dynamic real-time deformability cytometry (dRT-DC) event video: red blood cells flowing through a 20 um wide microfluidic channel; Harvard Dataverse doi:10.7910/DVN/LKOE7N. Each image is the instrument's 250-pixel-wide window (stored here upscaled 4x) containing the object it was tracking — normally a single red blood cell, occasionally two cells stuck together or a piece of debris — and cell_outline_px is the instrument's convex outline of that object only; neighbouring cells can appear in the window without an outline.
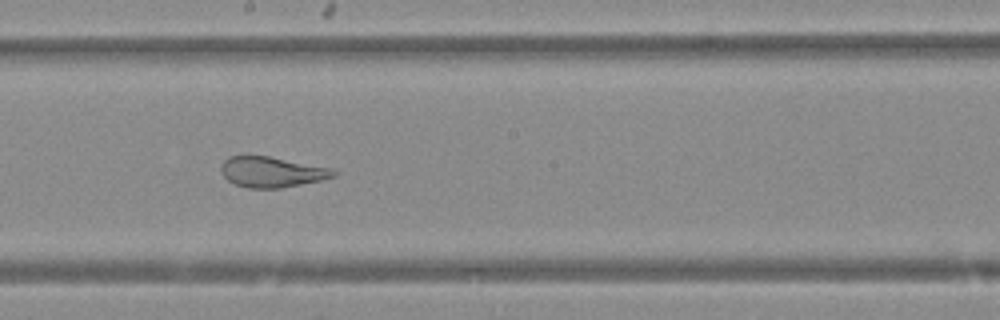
{"species": "Egyptian fruit bat (a non-hibernating species)", "species_latin": "Rousettus aegyptiacus", "temperature_condition": "warm", "stored_images_in_passage": 49, "camera_frame_rate_fps": 3000, "um_per_image_px": 0.085, "animal": {"sex": "female"}, "frame": {"image": 1, "passage_image": 27, "time_ms": 8.667, "image_size_px": [1000, 320], "cell_outline_px": [[336, 176], [320, 180], [280, 188], [248, 188], [236, 184], [228, 180], [224, 176], [220, 168], [224, 160], [228, 156], [268, 156], [332, 168], [336, 172]], "centroid_in_image_um": [23.09, 14.61], "position_along_channel_um": 225.1, "area_um2": 19.77}}
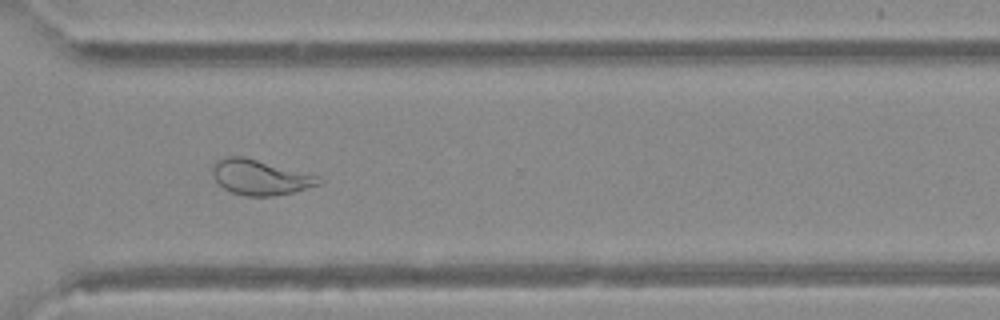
{"frame": {"image": 2, "passage_image": 36, "time_ms": 11.667, "image_size_px": [1000, 320], "cell_outline_px": [[324, 180], [320, 184], [292, 192], [272, 196], [244, 196], [232, 192], [224, 188], [212, 176], [212, 164], [216, 160], [228, 156], [244, 156], [316, 176]], "centroid_in_image_um": [22.05, 15.07], "position_along_channel_um": 348.5, "area_um2": 21.5}}
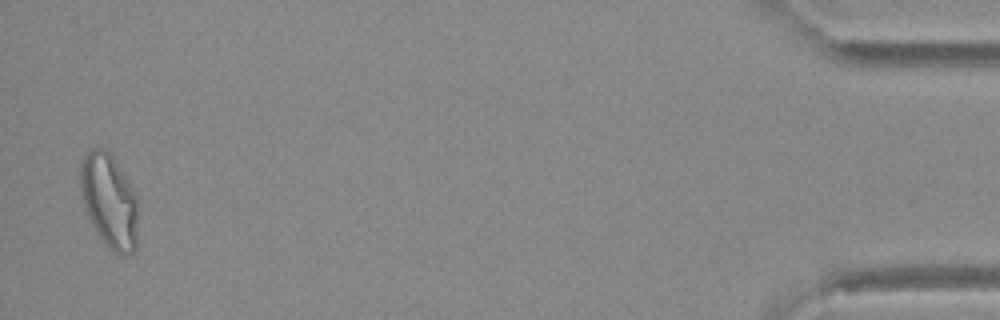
{"frame": {"image": 3, "passage_image": 48, "time_ms": 15.667, "image_size_px": [1000, 320], "cell_outline_px": [[136, 248], [132, 252], [124, 256], [116, 256], [104, 244], [96, 232], [88, 216], [84, 204], [80, 188], [80, 164], [84, 156], [92, 148], [100, 148], [108, 152], [112, 156], [132, 188], [136, 196]], "centroid_in_image_um": [9.26, 17.13], "position_along_channel_um": 425.9, "area_um2": 31.33}}